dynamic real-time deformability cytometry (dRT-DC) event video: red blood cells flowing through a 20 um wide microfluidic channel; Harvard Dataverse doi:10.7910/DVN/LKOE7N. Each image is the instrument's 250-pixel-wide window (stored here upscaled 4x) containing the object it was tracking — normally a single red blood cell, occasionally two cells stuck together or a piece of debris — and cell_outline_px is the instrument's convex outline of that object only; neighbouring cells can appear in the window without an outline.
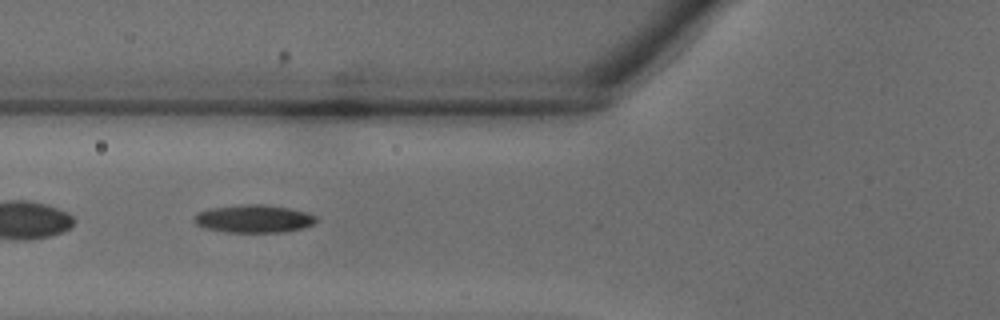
{"species": "common noctule bat (a hibernating species)", "species_latin": "Nyctalus noctula", "temperature_condition": "warm", "stored_images_in_passage": 29, "camera_frame_rate_fps": 3000, "um_per_image_px": 0.085, "animal": {"sex": "male", "body_mass_g": 18.8}, "frame": {"image": 1, "passage_image": 6, "time_ms": 1.667, "image_size_px": [1000, 320], "cell_outline_px": [[316, 220], [312, 224], [304, 228], [284, 232], [228, 232], [204, 228], [196, 224], [192, 220], [192, 216], [196, 212], [208, 208], [244, 204], [264, 204], [288, 208], [308, 212], [316, 216]], "centroid_in_image_um": [21.52, 18.59], "position_along_channel_um": 104.3, "area_um2": 20.06}}
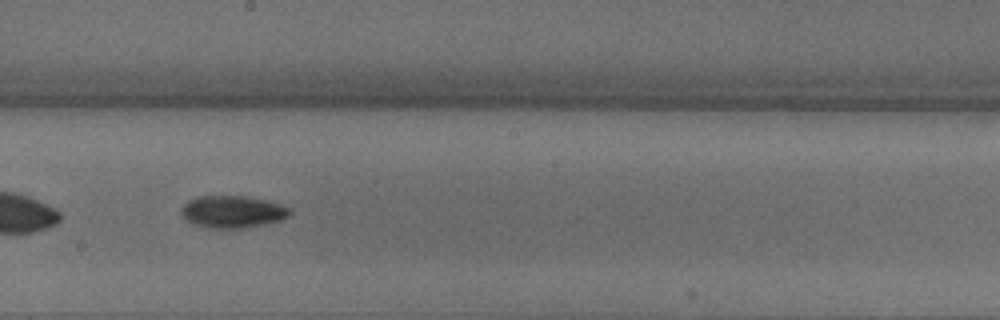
{"frame": {"image": 2, "passage_image": 13, "time_ms": 4.0, "image_size_px": [1000, 320], "cell_outline_px": [[292, 212], [288, 216], [280, 220], [240, 228], [208, 228], [192, 224], [180, 212], [180, 208], [188, 200], [196, 196], [244, 196], [268, 200], [292, 208]], "centroid_in_image_um": [19.75, 17.98], "position_along_channel_um": 228.5, "area_um2": 20.35}}
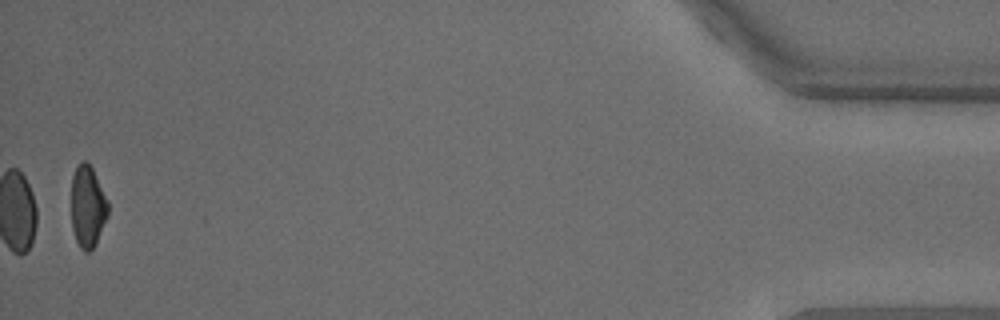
{"frame": {"image": 3, "passage_image": 29, "time_ms": 9.333, "image_size_px": [1000, 320], "cell_outline_px": [[108, 216], [96, 244], [88, 252], [84, 252], [80, 248], [76, 240], [72, 228], [72, 176], [76, 168], [84, 160], [88, 160], [108, 200]], "centroid_in_image_um": [7.46, 17.57], "position_along_channel_um": 427.7, "area_um2": 17.51}}